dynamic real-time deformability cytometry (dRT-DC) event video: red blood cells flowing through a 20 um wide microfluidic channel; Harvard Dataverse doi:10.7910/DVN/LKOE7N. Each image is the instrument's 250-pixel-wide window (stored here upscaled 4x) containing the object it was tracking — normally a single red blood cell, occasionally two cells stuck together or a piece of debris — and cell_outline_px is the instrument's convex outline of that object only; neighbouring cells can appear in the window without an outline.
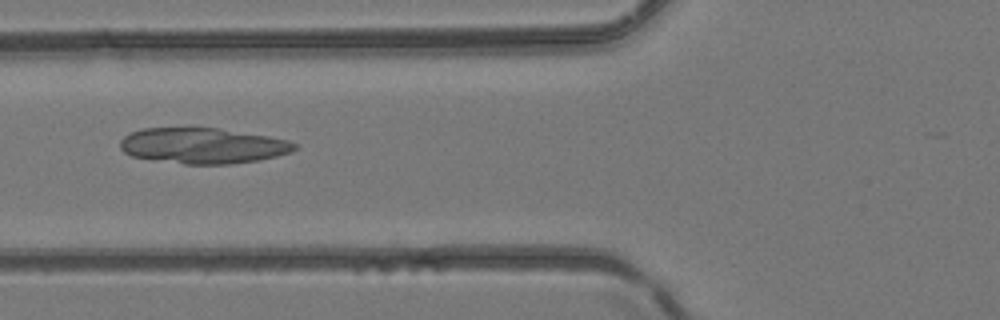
{"species": "common noctule bat (a hibernating species)", "species_latin": "Nyctalus noctula", "temperature_condition": "room temperature", "stored_images_in_passage": 4, "camera_frame_rate_fps": 3000, "um_per_image_px": 0.085, "animal": {"sex": "female", "body_mass_g": 24.6, "forearm_length_mm": 56.2}, "frame": {"image": 1, "passage_image": 4, "time_ms": 1.0, "image_size_px": [1000, 320], "cell_outline_px": [[300, 144], [292, 152], [260, 160], [232, 164], [184, 164], [132, 156], [124, 152], [120, 148], [120, 140], [124, 136], [132, 132], [144, 128], [216, 128], [268, 136], [288, 140]], "centroid_in_image_um": [17.28, 12.39], "position_along_channel_um": 108.5, "area_um2": 36.18}}